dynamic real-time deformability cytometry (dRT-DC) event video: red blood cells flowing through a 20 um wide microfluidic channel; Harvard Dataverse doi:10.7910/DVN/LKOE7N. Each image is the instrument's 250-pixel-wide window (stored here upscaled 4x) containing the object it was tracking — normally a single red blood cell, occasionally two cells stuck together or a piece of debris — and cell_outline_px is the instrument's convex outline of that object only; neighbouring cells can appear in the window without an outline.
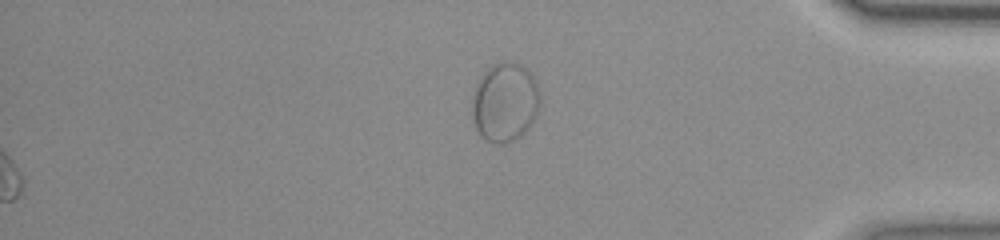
{"species": "common noctule bat (a hibernating species)", "species_latin": "Nyctalus noctula", "temperature_condition": "room temperature", "stored_images_in_passage": 46, "segment_of_instrument_passage": [2, 2], "camera_frame_rate_fps": 3000, "um_per_image_px": 0.085, "animal": {"sex": "female", "body_mass_g": 23.0, "forearm_length_mm": 53.4}, "frame": {"image": 1, "passage_image": 46, "time_ms": 15.0, "image_size_px": [1000, 240], "cell_outline_px": [[540, 100], [536, 116], [528, 128], [520, 136], [512, 140], [500, 144], [488, 140], [476, 128], [472, 112], [472, 100], [476, 84], [480, 76], [492, 64], [508, 60], [520, 64], [536, 80], [540, 92]], "centroid_in_image_um": [42.93, 8.65], "position_along_channel_um": 392.3, "area_um2": 31.1}}